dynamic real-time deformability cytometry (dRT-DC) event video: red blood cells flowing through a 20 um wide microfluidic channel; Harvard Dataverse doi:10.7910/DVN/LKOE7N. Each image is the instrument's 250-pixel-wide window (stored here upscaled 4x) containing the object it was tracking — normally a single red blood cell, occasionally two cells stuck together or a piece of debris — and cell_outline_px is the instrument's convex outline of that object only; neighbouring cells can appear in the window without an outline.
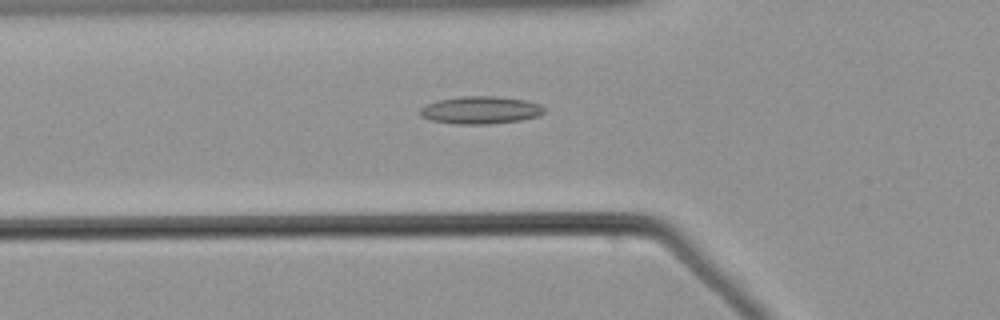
{"species": "common noctule bat (a hibernating species)", "species_latin": "Nyctalus noctula", "temperature_condition": "warm", "stored_images_in_passage": 42, "camera_frame_rate_fps": 3000, "um_per_image_px": 0.085, "animal": {"sex": "male", "body_mass_g": 21.5, "forearm_length_mm": 52.0}, "frame": {"image": 1, "passage_image": 13, "time_ms": 4.0, "image_size_px": [1000, 320], "cell_outline_px": [[544, 112], [536, 116], [520, 120], [488, 124], [456, 124], [432, 120], [420, 116], [420, 108], [424, 104], [436, 100], [460, 96], [496, 96], [524, 100], [540, 104], [544, 108]], "centroid_in_image_um": [40.79, 9.35], "position_along_channel_um": 85.0, "area_um2": 19.94}}
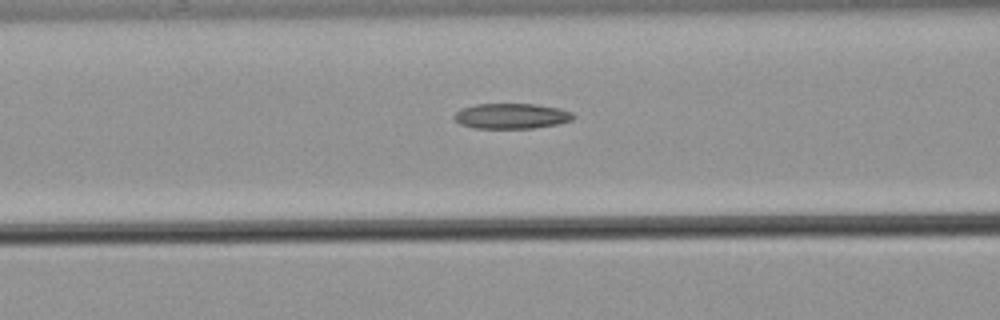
{"frame": {"image": 2, "passage_image": 16, "time_ms": 5.0, "image_size_px": [1000, 320], "cell_outline_px": [[576, 116], [572, 120], [556, 124], [532, 128], [476, 128], [460, 124], [452, 116], [460, 108], [476, 104], [536, 104], [560, 108], [572, 112]], "centroid_in_image_um": [43.47, 9.85], "position_along_channel_um": 123.1, "area_um2": 17.63}}
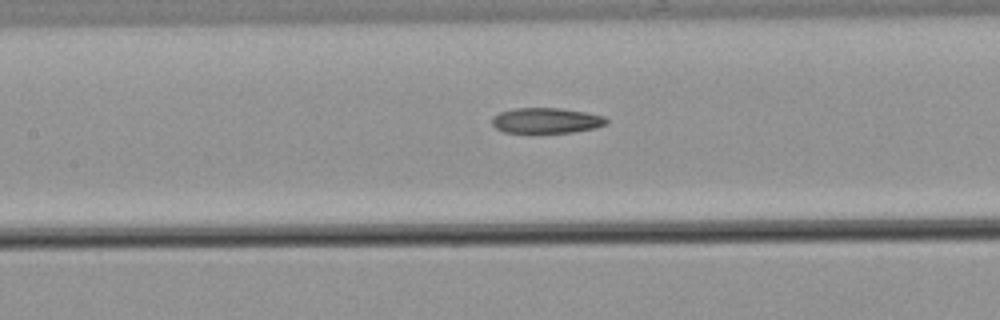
{"frame": {"image": 3, "passage_image": 19, "time_ms": 6.0, "image_size_px": [1000, 320], "cell_outline_px": [[608, 120], [604, 124], [592, 128], [572, 132], [504, 132], [496, 128], [492, 124], [492, 116], [500, 112], [512, 108], [560, 108], [584, 112], [604, 116]], "centroid_in_image_um": [46.38, 10.23], "position_along_channel_um": 161.0, "area_um2": 16.7}}